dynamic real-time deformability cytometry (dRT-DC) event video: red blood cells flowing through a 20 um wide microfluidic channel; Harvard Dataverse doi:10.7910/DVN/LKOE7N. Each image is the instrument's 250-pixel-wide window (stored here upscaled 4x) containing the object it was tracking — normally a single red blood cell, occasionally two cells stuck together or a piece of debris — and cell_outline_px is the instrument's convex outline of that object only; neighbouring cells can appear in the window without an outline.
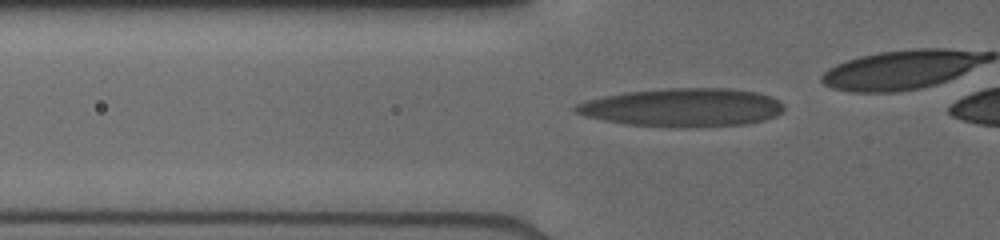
{"species": "human", "species_latin": "Homo sapiens", "temperature_condition": "cold", "stored_images_in_passage": 15, "camera_frame_rate_fps": 3000, "um_per_image_px": 0.085, "donor": {"sex": "male"}, "frame": {"image": 1, "passage_image": 9, "time_ms": 2.667, "image_size_px": [1000, 240], "cell_outline_px": [[784, 108], [776, 116], [764, 120], [744, 124], [688, 128], [676, 128], [628, 124], [604, 120], [584, 116], [576, 112], [572, 108], [576, 104], [588, 100], [604, 96], [624, 92], [668, 88], [724, 88], [756, 92], [772, 96], [784, 104]], "centroid_in_image_um": [58.03, 9.14], "position_along_channel_um": 67.8, "area_um2": 46.7}}
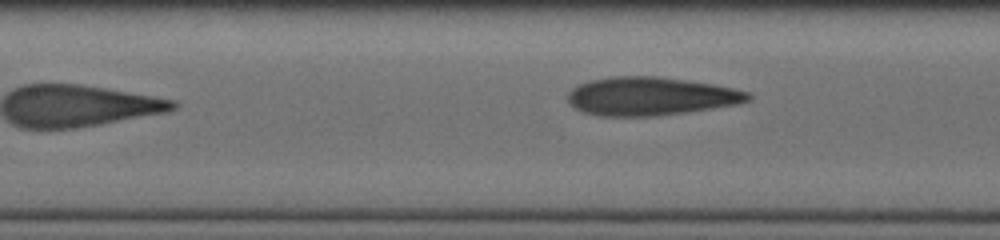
{"frame": {"image": 2, "passage_image": 15, "time_ms": 6.0, "image_size_px": [1000, 240], "cell_outline_px": [[752, 100], [736, 104], [684, 112], [656, 116], [600, 116], [580, 112], [568, 104], [568, 92], [572, 88], [580, 84], [592, 80], [612, 76], [656, 76], [712, 84], [732, 88], [748, 92], [752, 96]], "centroid_in_image_um": [55.25, 8.19], "position_along_channel_um": 152.2, "area_um2": 40.17}}